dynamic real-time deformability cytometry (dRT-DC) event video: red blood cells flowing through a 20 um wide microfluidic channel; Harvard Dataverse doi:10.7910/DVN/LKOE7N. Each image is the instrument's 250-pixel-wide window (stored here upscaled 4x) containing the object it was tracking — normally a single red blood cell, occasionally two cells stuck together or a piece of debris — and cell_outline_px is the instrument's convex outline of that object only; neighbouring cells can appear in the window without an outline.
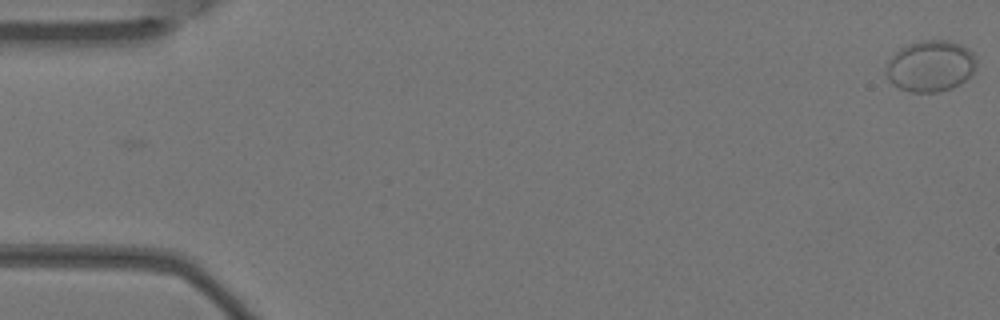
{"species": "Egyptian fruit bat (a non-hibernating species)", "species_latin": "Rousettus aegyptiacus", "temperature_condition": "warm", "stored_images_in_passage": 7, "camera_frame_rate_fps": 3000, "um_per_image_px": 0.085, "animal": {"sex": "female"}, "frame": {"image": 1, "passage_image": 1, "time_ms": 0.0, "image_size_px": [1000, 320], "cell_outline_px": [[976, 68], [960, 84], [952, 88], [936, 92], [912, 92], [900, 88], [892, 84], [888, 80], [884, 72], [888, 60], [900, 48], [908, 44], [920, 40], [948, 40], [964, 44], [972, 52], [976, 60]], "centroid_in_image_um": [79.07, 5.6], "position_along_channel_um": 5.9, "area_um2": 27.22}}
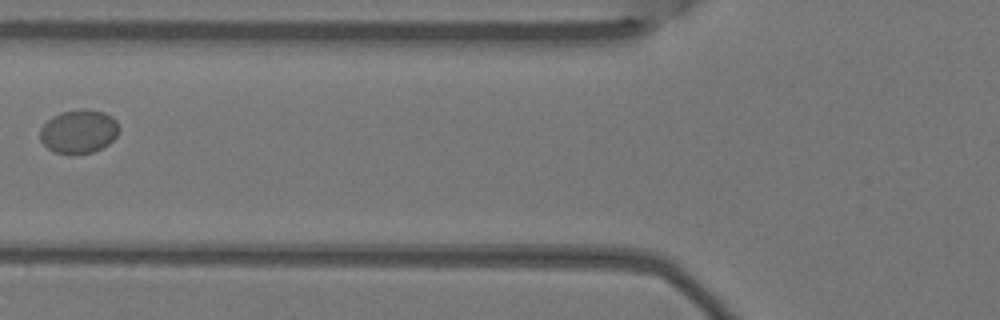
{"frame": {"image": 2, "passage_image": 6, "time_ms": 1.667, "image_size_px": [1000, 320], "cell_outline_px": [[120, 128], [116, 136], [108, 144], [92, 152], [72, 156], [56, 152], [48, 148], [40, 140], [40, 128], [52, 116], [60, 112], [104, 112], [112, 116], [116, 120]], "centroid_in_image_um": [6.68, 11.23], "position_along_channel_um": 119.1, "area_um2": 19.71}}
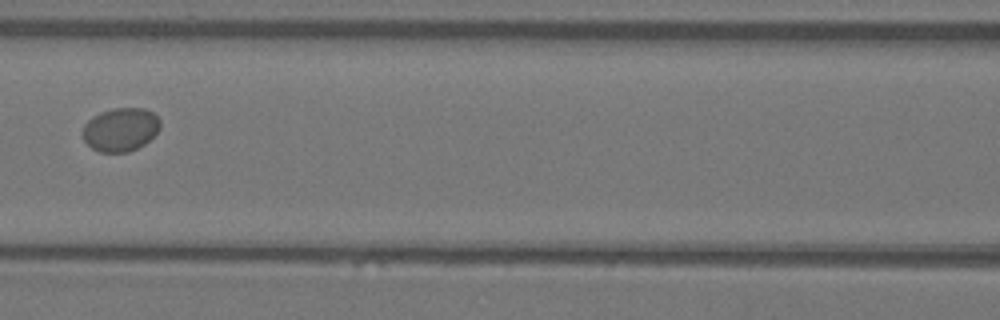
{"frame": {"image": 3, "passage_image": 7, "time_ms": 2.0, "image_size_px": [1000, 320], "cell_outline_px": [[160, 128], [144, 144], [128, 152], [100, 152], [92, 148], [84, 140], [80, 132], [84, 124], [92, 116], [100, 112], [112, 108], [144, 108], [152, 112], [160, 120]], "centroid_in_image_um": [10.2, 11.0], "position_along_channel_um": 156.4, "area_um2": 19.71}}